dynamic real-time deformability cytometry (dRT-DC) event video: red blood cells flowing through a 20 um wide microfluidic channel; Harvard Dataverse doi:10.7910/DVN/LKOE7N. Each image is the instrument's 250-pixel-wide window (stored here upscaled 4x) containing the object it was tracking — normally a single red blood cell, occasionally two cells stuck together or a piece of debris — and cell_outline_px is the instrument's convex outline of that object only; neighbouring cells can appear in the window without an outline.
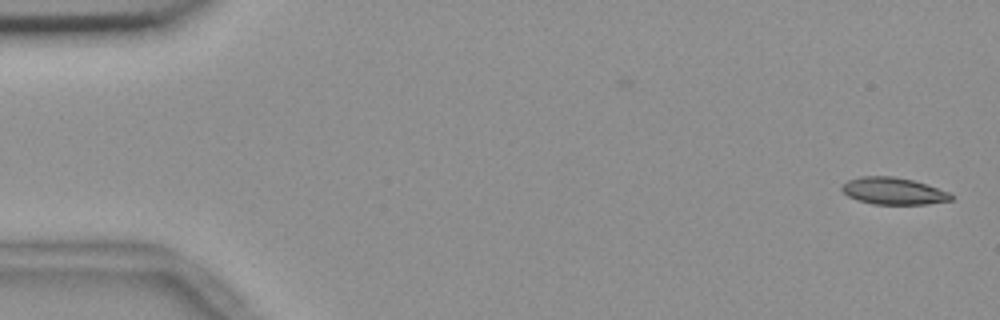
{"species": "common noctule bat (a hibernating species)", "species_latin": "Nyctalus noctula", "temperature_condition": "room temperature", "stored_images_in_passage": 12, "camera_frame_rate_fps": 3000, "um_per_image_px": 0.085, "animal": {"sex": "female", "body_mass_g": 18.4}, "frame": {"image": 1, "passage_image": 1, "time_ms": 0.0, "image_size_px": [1000, 320], "cell_outline_px": [[952, 200], [928, 204], [872, 204], [848, 196], [840, 188], [848, 180], [860, 176], [892, 176], [912, 180], [948, 192], [952, 196]], "centroid_in_image_um": [75.91, 16.24], "position_along_channel_um": 9.1, "area_um2": 16.88}}